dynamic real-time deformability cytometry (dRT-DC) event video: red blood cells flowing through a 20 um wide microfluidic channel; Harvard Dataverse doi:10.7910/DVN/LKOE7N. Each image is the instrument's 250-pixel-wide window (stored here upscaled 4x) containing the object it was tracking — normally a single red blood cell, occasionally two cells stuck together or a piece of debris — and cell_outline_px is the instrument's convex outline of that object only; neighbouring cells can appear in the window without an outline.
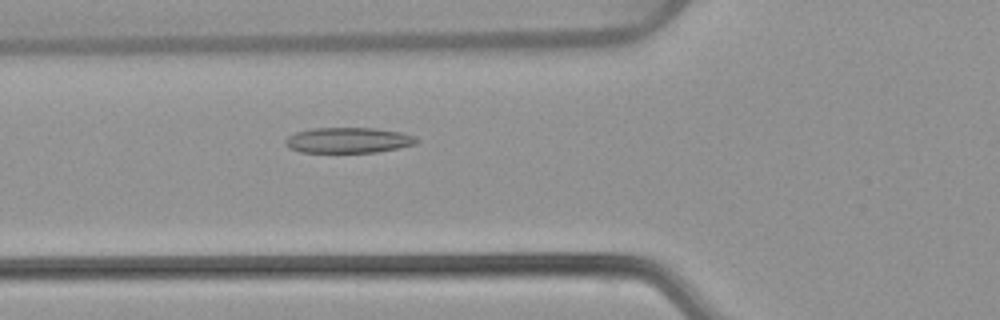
{"species": "common noctule bat (a hibernating species)", "species_latin": "Nyctalus noctula", "temperature_condition": "warm", "stored_images_in_passage": 53, "camera_frame_rate_fps": 3000, "um_per_image_px": 0.085, "animal": {"sex": "female", "body_mass_g": 22.7, "forearm_length_mm": 54.2}, "frame": {"image": 1, "passage_image": 20, "time_ms": 6.333, "image_size_px": [1000, 320], "cell_outline_px": [[420, 140], [416, 144], [376, 152], [300, 152], [288, 148], [284, 144], [284, 140], [288, 136], [296, 132], [312, 128], [376, 128], [400, 132], [416, 136]], "centroid_in_image_um": [29.59, 11.91], "position_along_channel_um": 96.2, "area_um2": 19.59}}
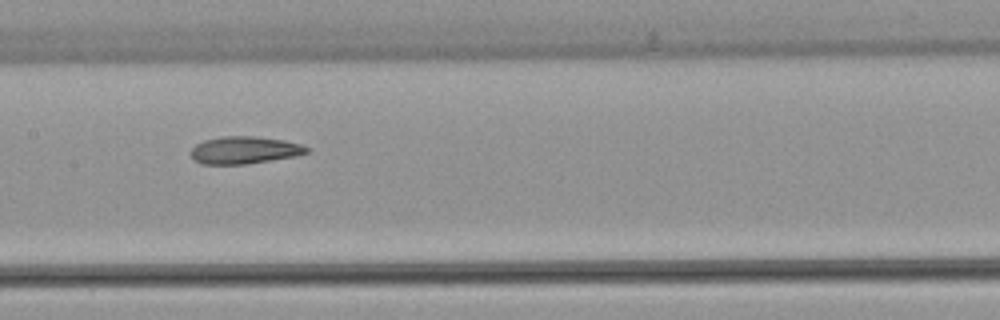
{"frame": {"image": 2, "passage_image": 27, "time_ms": 8.667, "image_size_px": [1000, 320], "cell_outline_px": [[312, 148], [308, 152], [296, 156], [244, 164], [200, 164], [192, 160], [188, 152], [196, 144], [204, 140], [220, 136], [256, 136], [284, 140], [300, 144]], "centroid_in_image_um": [20.73, 12.76], "position_along_channel_um": 186.7, "area_um2": 18.73}}
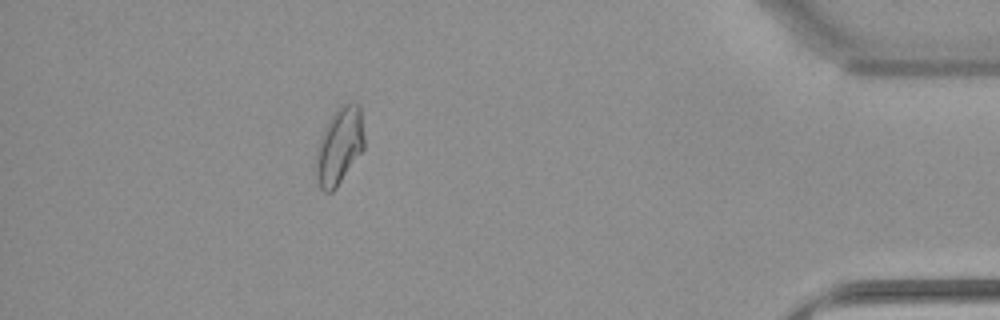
{"frame": {"image": 3, "passage_image": 48, "time_ms": 15.667, "image_size_px": [1000, 320], "cell_outline_px": [[364, 148], [336, 188], [332, 192], [324, 192], [320, 188], [316, 180], [316, 148], [324, 128], [328, 120], [336, 108], [340, 104], [360, 104], [364, 136]], "centroid_in_image_um": [28.83, 12.41], "position_along_channel_um": 406.4, "area_um2": 21.68}, "authors_computed_cell_mechanics": {"area_um2": 20.23, "velocity_mm_per_s": 3.8565, "shape_relaxation_time_tau1_ms": null, "shape_relaxation_time_tau2_ms": 2.0413, "deformation_change_tau1": null, "deformation_change_tau2": 0.0782}}